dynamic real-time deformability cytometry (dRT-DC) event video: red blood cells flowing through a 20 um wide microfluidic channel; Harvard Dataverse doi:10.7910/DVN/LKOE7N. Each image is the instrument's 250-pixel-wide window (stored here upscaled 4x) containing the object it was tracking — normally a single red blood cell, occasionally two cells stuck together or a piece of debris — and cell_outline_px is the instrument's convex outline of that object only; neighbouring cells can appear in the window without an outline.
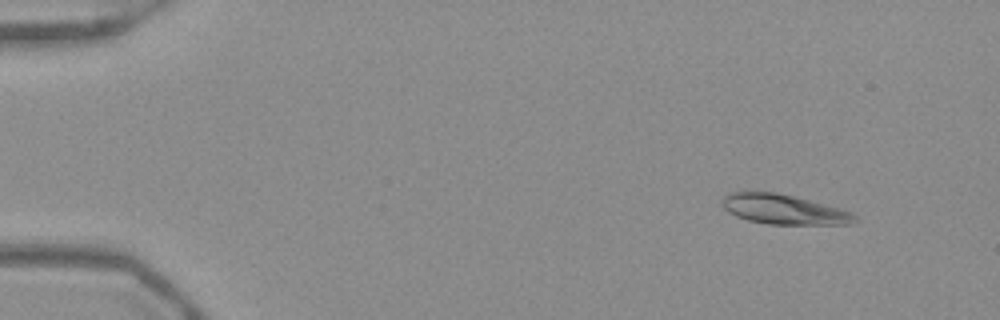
{"species": "Egyptian fruit bat (a non-hibernating species)", "species_latin": "Rousettus aegyptiacus", "temperature_condition": "warm", "stored_images_in_passage": 49, "camera_frame_rate_fps": 3000, "um_per_image_px": 0.085, "frame": {"image": 1, "passage_image": 2, "time_ms": 0.333, "image_size_px": [1000, 320], "cell_outline_px": [[860, 220], [852, 224], [768, 224], [748, 220], [736, 216], [728, 212], [720, 204], [724, 196], [732, 192], [776, 192], [840, 208], [852, 212]], "centroid_in_image_um": [66.63, 17.81], "position_along_channel_um": 18.4, "area_um2": 22.95}}
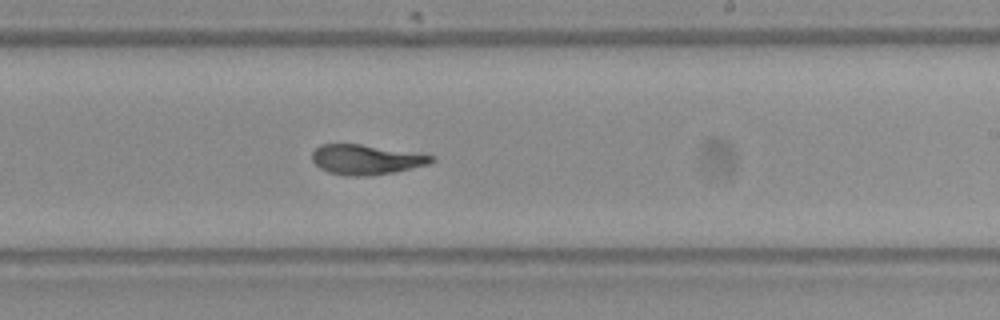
{"frame": {"image": 2, "passage_image": 29, "time_ms": 9.333, "image_size_px": [1000, 320], "cell_outline_px": [[436, 160], [428, 164], [392, 172], [368, 176], [348, 176], [328, 172], [320, 168], [312, 160], [312, 152], [320, 144], [360, 144], [420, 152], [436, 156]], "centroid_in_image_um": [31.16, 13.55], "position_along_channel_um": 257.8, "area_um2": 20.98}}
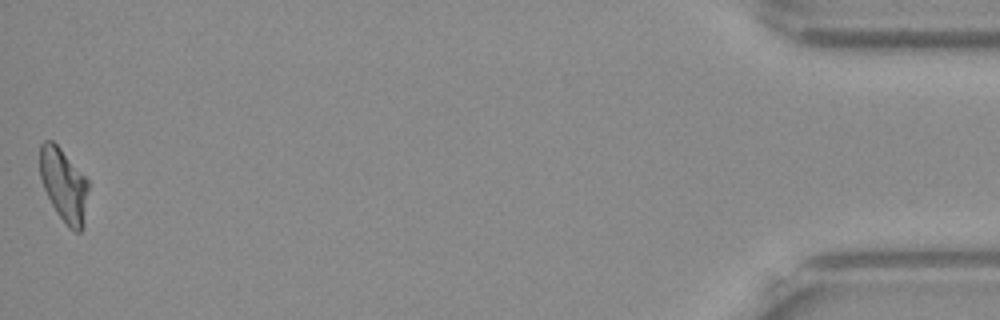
{"frame": {"image": 3, "passage_image": 49, "time_ms": 16.0, "image_size_px": [1000, 320], "cell_outline_px": [[88, 188], [84, 224], [80, 232], [76, 232], [68, 228], [56, 212], [44, 188], [40, 176], [40, 144], [44, 140], [52, 140], [60, 148], [88, 180]], "centroid_in_image_um": [5.42, 15.74], "position_along_channel_um": 429.8, "area_um2": 20.52}, "authors_computed_cell_mechanics": {"area_um2": 21.5016, "velocity_mm_per_s": 3.9151, "shape_relaxation_time_tau1_ms": 6.0056, "shape_relaxation_time_tau2_ms": 2.5807, "deformation_change_tau1": 0.2087, "deformation_change_tau2": 0.0728}}